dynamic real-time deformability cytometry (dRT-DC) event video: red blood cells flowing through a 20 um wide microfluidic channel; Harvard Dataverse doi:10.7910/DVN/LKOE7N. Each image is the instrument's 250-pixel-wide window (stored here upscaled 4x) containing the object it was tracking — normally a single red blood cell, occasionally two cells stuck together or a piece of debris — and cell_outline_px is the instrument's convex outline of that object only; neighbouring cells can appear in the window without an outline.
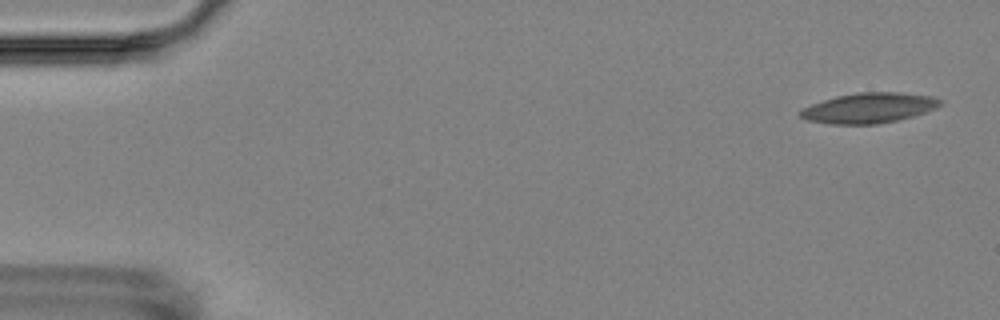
{"species": "Egyptian fruit bat (a non-hibernating species)", "species_latin": "Rousettus aegyptiacus", "temperature_condition": "room temperature", "stored_images_in_passage": 5, "camera_frame_rate_fps": 3000, "um_per_image_px": 0.085, "animal": {"sex": "female"}, "frame": {"image": 1, "passage_image": 1, "time_ms": 0.0, "image_size_px": [1000, 320], "cell_outline_px": [[944, 100], [936, 108], [912, 116], [896, 120], [876, 124], [832, 124], [808, 120], [800, 116], [800, 108], [836, 96], [856, 92], [900, 92], [932, 96]], "centroid_in_image_um": [73.86, 9.16], "position_along_channel_um": 11.1, "area_um2": 24.51}}
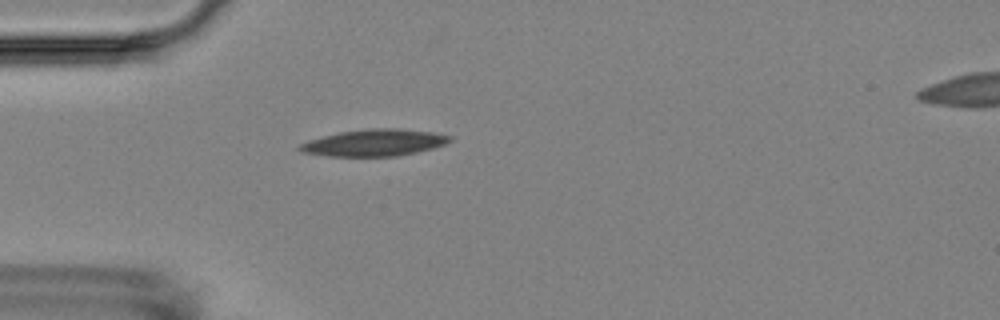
{"frame": {"image": 2, "passage_image": 5, "time_ms": 4.667, "image_size_px": [1000, 320], "cell_outline_px": [[452, 140], [444, 144], [432, 148], [416, 152], [396, 156], [328, 156], [304, 152], [296, 148], [300, 144], [308, 140], [340, 132], [368, 128], [396, 128], [432, 132], [452, 136]], "centroid_in_image_um": [31.81, 12.12], "position_along_channel_um": 53.2, "area_um2": 23.24}}